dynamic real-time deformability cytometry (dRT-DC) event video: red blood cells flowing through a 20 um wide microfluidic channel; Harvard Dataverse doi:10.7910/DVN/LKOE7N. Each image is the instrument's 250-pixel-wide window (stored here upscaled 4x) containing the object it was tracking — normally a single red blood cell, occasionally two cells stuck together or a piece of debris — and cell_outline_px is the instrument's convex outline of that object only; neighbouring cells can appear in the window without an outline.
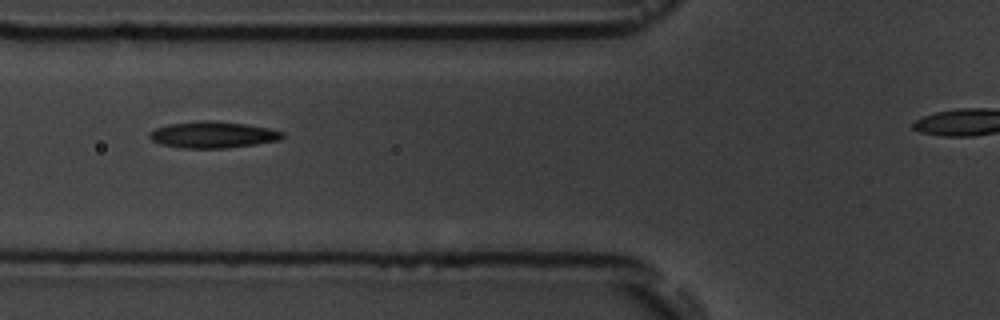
{"species": "common noctule bat (a hibernating species)", "species_latin": "Nyctalus noctula", "temperature_condition": "room temperature", "stored_images_in_passage": 6, "segment_of_instrument_passage": [1, 2], "camera_frame_rate_fps": 3000, "um_per_image_px": 0.085, "animal": {"sex": "male", "body_mass_g": 19.5, "forearm_length_mm": 54.6}, "frame": {"image": 1, "passage_image": 3, "time_ms": 2.333, "image_size_px": [1000, 320], "cell_outline_px": [[284, 136], [280, 140], [256, 144], [228, 148], [180, 148], [160, 144], [152, 140], [148, 136], [148, 132], [156, 128], [168, 124], [204, 120], [212, 120], [244, 124], [268, 128], [284, 132]], "centroid_in_image_um": [18.07, 11.46], "position_along_channel_um": 107.7, "area_um2": 20.58}}
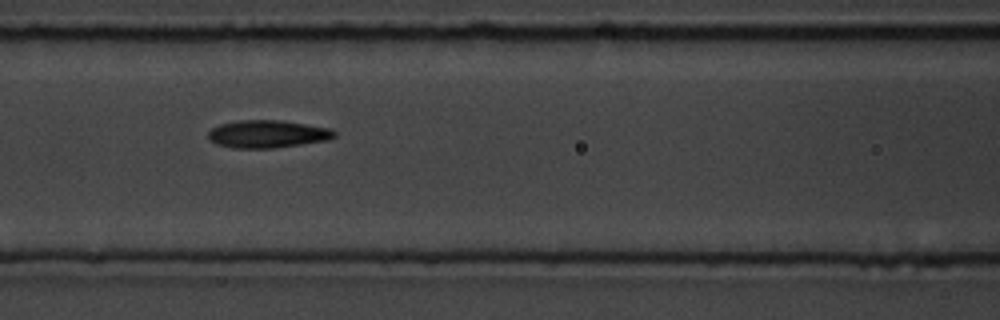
{"frame": {"image": 2, "passage_image": 4, "time_ms": 3.333, "image_size_px": [1000, 320], "cell_outline_px": [[336, 136], [328, 140], [272, 148], [232, 148], [216, 144], [208, 136], [208, 132], [212, 128], [220, 124], [240, 120], [280, 120], [332, 128], [336, 132]], "centroid_in_image_um": [22.76, 11.38], "position_along_channel_um": 143.8, "area_um2": 20.29}}
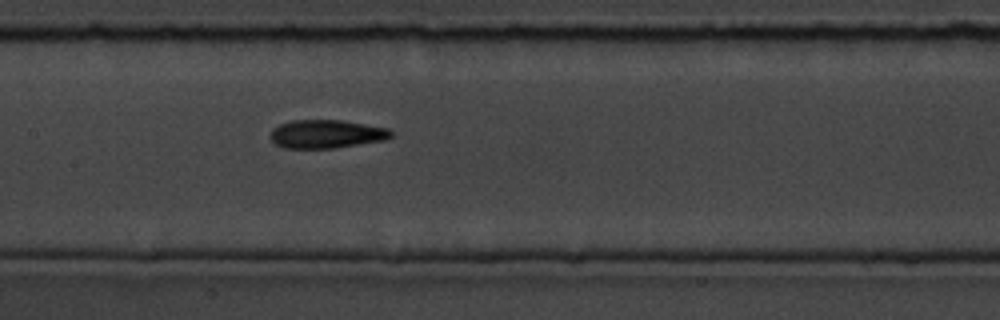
{"frame": {"image": 3, "passage_image": 5, "time_ms": 4.333, "image_size_px": [1000, 320], "cell_outline_px": [[392, 136], [384, 140], [336, 148], [284, 148], [276, 144], [268, 136], [272, 128], [280, 124], [292, 120], [340, 120], [388, 128], [392, 132]], "centroid_in_image_um": [27.7, 11.39], "position_along_channel_um": 179.7, "area_um2": 20.0}}